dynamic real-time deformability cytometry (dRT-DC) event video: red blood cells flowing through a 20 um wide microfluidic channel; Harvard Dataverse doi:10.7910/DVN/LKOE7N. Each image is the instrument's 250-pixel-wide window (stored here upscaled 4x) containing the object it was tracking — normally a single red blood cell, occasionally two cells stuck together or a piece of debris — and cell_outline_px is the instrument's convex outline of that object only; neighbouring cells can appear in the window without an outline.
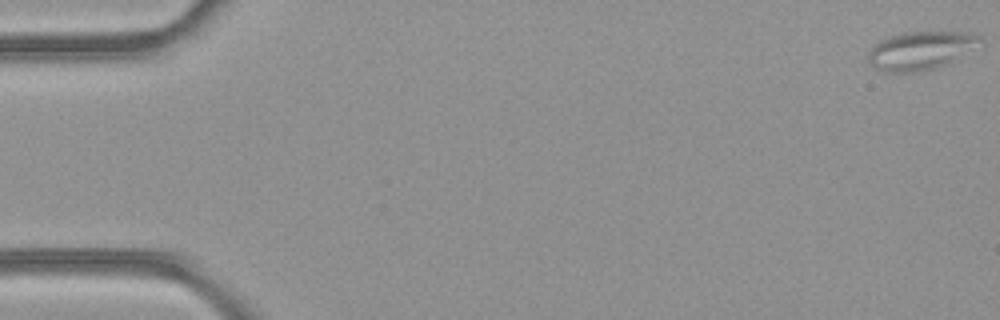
{"species": "common noctule bat (a hibernating species)", "species_latin": "Nyctalus noctula", "temperature_condition": "room temperature", "stored_images_in_passage": 4, "camera_frame_rate_fps": 3000, "um_per_image_px": 0.085, "animal": {"sex": "female", "body_mass_g": 21.9}, "frame": {"image": 1, "passage_image": 1, "time_ms": 0.0, "image_size_px": [1000, 320], "cell_outline_px": [[984, 40], [948, 64], [916, 72], [884, 72], [876, 68], [868, 60], [868, 56], [872, 48], [880, 40], [888, 36], [904, 32], [972, 32], [980, 36]], "centroid_in_image_um": [78.25, 4.28], "position_along_channel_um": 6.7, "area_um2": 24.68}}